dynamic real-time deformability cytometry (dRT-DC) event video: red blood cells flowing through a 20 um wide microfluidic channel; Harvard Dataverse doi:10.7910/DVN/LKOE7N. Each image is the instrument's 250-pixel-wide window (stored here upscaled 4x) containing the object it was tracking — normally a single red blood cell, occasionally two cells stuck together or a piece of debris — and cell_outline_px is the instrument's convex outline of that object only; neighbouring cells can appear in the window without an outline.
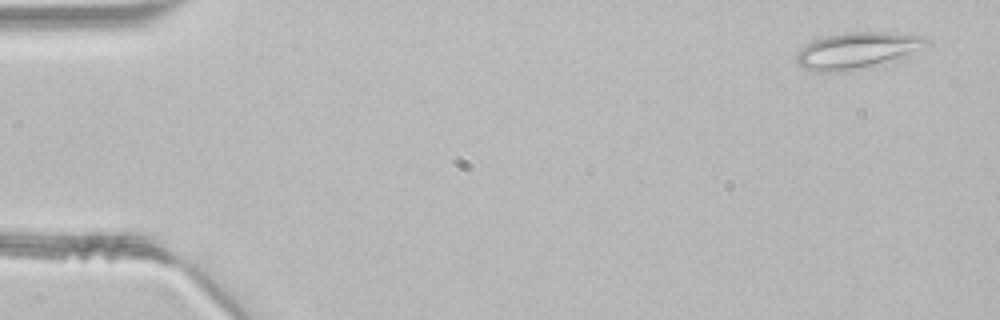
{"species": "common noctule bat (a hibernating species)", "species_latin": "Nyctalus noctula", "temperature_condition": "room temperature", "stored_images_in_passage": 45, "camera_frame_rate_fps": 3000, "um_per_image_px": 0.085, "animal": {"sex": "male", "body_mass_g": 21.5, "forearm_length_mm": 52.0}, "frame": {"image": 1, "passage_image": 1, "time_ms": 0.0, "image_size_px": [1000, 320], "cell_outline_px": [[932, 40], [928, 44], [908, 56], [844, 72], [820, 72], [804, 68], [796, 60], [796, 52], [800, 48], [812, 40], [844, 32], [888, 32], [924, 36]], "centroid_in_image_um": [72.86, 4.28], "position_along_channel_um": 12.1, "area_um2": 27.51}}
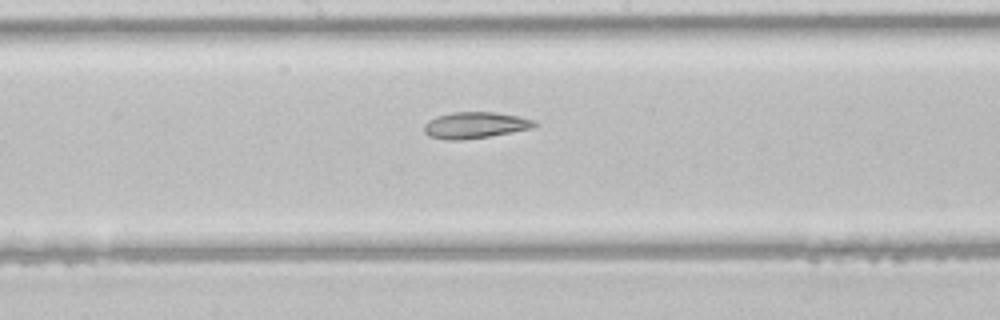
{"frame": {"image": 2, "passage_image": 23, "time_ms": 7.333, "image_size_px": [1000, 320], "cell_outline_px": [[540, 124], [532, 128], [512, 132], [488, 136], [460, 140], [448, 140], [428, 136], [424, 132], [424, 124], [428, 120], [436, 116], [452, 112], [496, 112], [536, 120]], "centroid_in_image_um": [40.38, 10.63], "position_along_channel_um": 207.8, "area_um2": 16.99}}
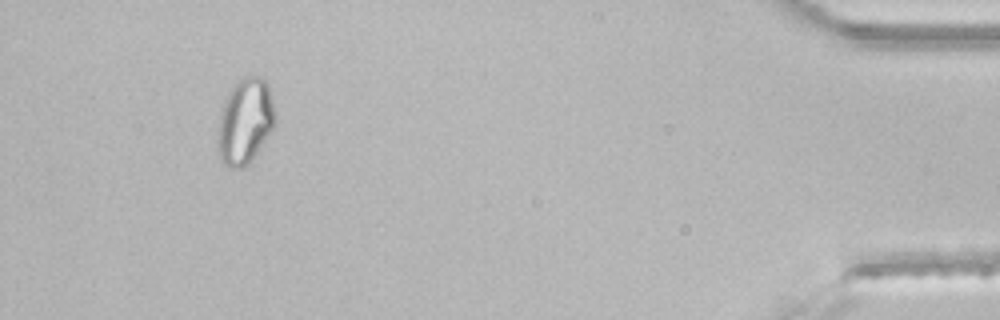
{"frame": {"image": 3, "passage_image": 42, "time_ms": 13.667, "image_size_px": [1000, 320], "cell_outline_px": [[272, 128], [248, 164], [244, 168], [228, 168], [220, 160], [216, 148], [216, 132], [224, 100], [228, 92], [244, 76], [260, 76], [268, 84], [272, 104]], "centroid_in_image_um": [20.74, 10.35], "position_along_channel_um": 414.5, "area_um2": 28.15}}